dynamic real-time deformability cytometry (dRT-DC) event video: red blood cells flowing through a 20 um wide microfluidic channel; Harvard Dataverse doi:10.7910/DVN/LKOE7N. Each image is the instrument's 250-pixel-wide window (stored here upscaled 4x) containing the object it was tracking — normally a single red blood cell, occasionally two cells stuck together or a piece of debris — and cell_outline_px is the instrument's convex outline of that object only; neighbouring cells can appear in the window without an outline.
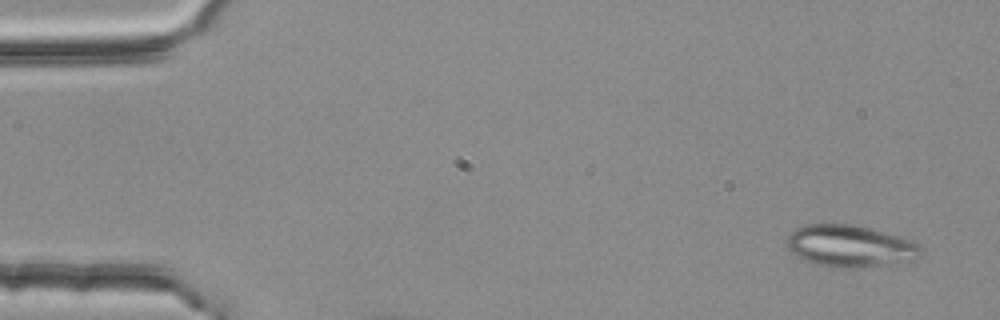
{"species": "common noctule bat (a hibernating species)", "species_latin": "Nyctalus noctula", "temperature_condition": "room temperature", "stored_images_in_passage": 4, "camera_frame_rate_fps": 3000, "um_per_image_px": 0.085, "animal": {"sex": "female", "body_mass_g": 25.1}, "frame": {"image": 1, "passage_image": 1, "time_ms": 0.0, "image_size_px": [1000, 320], "cell_outline_px": [[920, 252], [912, 260], [900, 264], [856, 268], [836, 268], [816, 264], [804, 260], [792, 252], [788, 248], [788, 236], [796, 228], [804, 224], [852, 224], [868, 228], [896, 236], [908, 240], [916, 244], [920, 248]], "centroid_in_image_um": [72.22, 20.94], "position_along_channel_um": 12.8, "area_um2": 32.43}}